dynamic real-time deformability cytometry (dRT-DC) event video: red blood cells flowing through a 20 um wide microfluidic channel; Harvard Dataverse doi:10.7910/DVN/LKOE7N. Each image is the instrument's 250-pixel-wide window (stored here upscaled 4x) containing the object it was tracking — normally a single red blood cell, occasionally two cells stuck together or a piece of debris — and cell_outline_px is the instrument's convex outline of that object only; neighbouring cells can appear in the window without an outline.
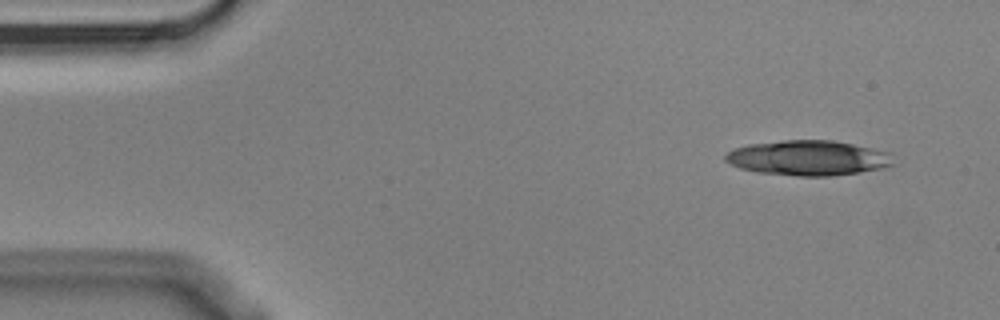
{"species": "Egyptian fruit bat (a non-hibernating species)", "species_latin": "Rousettus aegyptiacus", "temperature_condition": "cold", "stored_images_in_passage": 4, "camera_frame_rate_fps": 3000, "um_per_image_px": 0.085, "animal": {"sex": "male"}, "frame": {"image": 1, "passage_image": 1, "time_ms": 0.0, "image_size_px": [1000, 320], "cell_outline_px": [[892, 164], [880, 168], [832, 176], [796, 176], [756, 172], [740, 168], [724, 160], [724, 156], [728, 152], [736, 148], [748, 144], [784, 140], [832, 140], [872, 148], [888, 152]], "centroid_in_image_um": [68.62, 13.42], "position_along_channel_um": 16.4, "area_um2": 33.93}}